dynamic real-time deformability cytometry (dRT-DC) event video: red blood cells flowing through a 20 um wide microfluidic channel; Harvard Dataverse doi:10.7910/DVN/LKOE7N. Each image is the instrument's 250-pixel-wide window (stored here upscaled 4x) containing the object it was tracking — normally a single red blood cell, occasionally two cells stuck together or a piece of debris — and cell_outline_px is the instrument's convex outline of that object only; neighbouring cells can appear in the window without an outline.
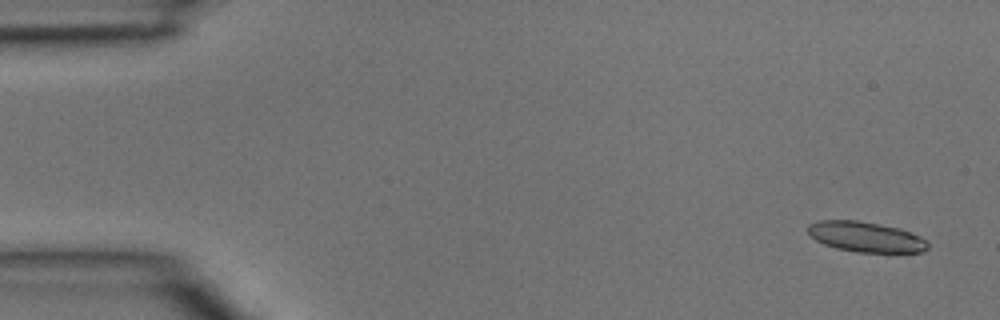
{"species": "common noctule bat (a hibernating species)", "species_latin": "Nyctalus noctula", "temperature_condition": "room temperature", "stored_images_in_passage": 4, "camera_frame_rate_fps": 3000, "um_per_image_px": 0.085, "animal": {"sex": "male", "body_mass_g": 15.6}, "frame": {"image": 1, "passage_image": 1, "time_ms": 0.0, "image_size_px": [1000, 320], "cell_outline_px": [[928, 248], [924, 252], [888, 256], [856, 252], [836, 248], [824, 244], [816, 240], [808, 232], [808, 224], [820, 220], [860, 220], [900, 228], [920, 236], [928, 240]], "centroid_in_image_um": [73.7, 20.19], "position_along_channel_um": 11.3, "area_um2": 22.25}}